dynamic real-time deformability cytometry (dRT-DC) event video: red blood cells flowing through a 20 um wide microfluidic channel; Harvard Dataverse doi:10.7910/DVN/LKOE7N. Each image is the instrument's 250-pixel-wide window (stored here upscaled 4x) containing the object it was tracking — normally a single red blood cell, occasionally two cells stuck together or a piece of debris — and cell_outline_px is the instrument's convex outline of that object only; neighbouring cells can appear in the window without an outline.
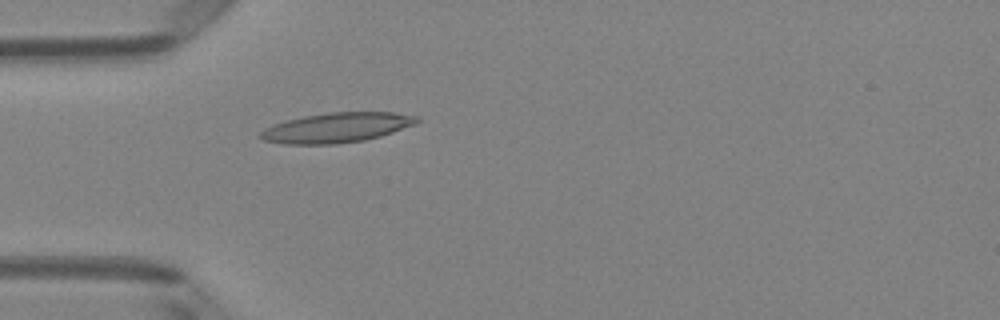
{"species": "Egyptian fruit bat (a non-hibernating species)", "species_latin": "Rousettus aegyptiacus", "temperature_condition": "room temperature", "stored_images_in_passage": 5, "camera_frame_rate_fps": 3000, "um_per_image_px": 0.085, "animal": {"sex": "female"}, "frame": {"image": 1, "passage_image": 5, "time_ms": 1.333, "image_size_px": [1000, 320], "cell_outline_px": [[420, 120], [416, 124], [380, 136], [364, 140], [336, 144], [284, 144], [264, 140], [256, 136], [264, 128], [272, 124], [304, 116], [328, 112], [392, 112], [416, 116]], "centroid_in_image_um": [28.58, 10.85], "position_along_channel_um": 56.4, "area_um2": 27.22}}